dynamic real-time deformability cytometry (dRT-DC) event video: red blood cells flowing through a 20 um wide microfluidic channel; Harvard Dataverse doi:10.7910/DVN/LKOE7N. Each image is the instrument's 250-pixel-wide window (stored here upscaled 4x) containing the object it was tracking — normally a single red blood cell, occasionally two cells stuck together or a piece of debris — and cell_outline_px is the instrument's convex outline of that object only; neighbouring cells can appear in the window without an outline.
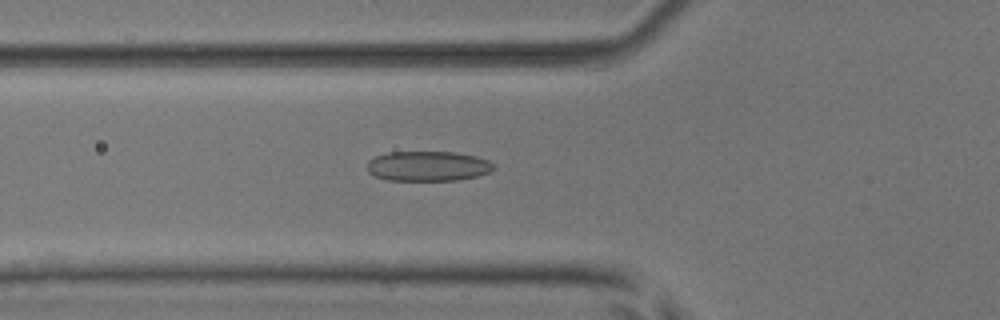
{"species": "common noctule bat (a hibernating species)", "species_latin": "Nyctalus noctula", "temperature_condition": "room temperature", "stored_images_in_passage": 48, "camera_frame_rate_fps": 3000, "um_per_image_px": 0.085, "animal": {"sex": "male", "body_mass_g": 17.9, "forearm_length_mm": 54.2}, "frame": {"image": 1, "passage_image": 16, "time_ms": 5.0, "image_size_px": [1000, 320], "cell_outline_px": [[492, 172], [476, 176], [456, 180], [388, 180], [376, 176], [368, 172], [368, 160], [376, 156], [388, 152], [456, 152], [476, 156], [488, 160], [492, 164]], "centroid_in_image_um": [36.37, 14.11], "position_along_channel_um": 89.4, "area_um2": 21.96}}
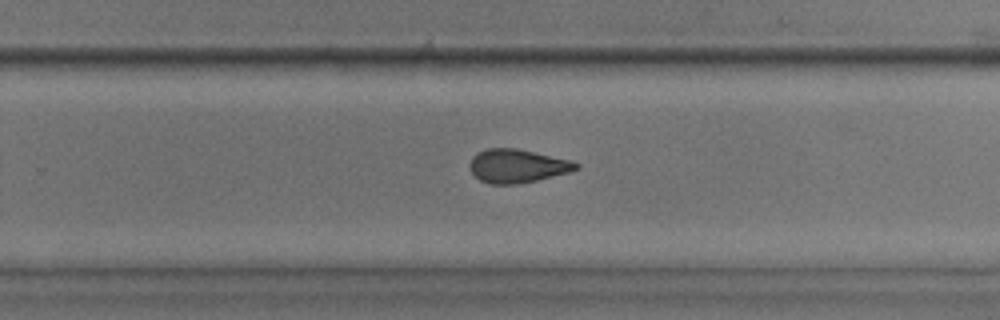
{"frame": {"image": 2, "passage_image": 31, "time_ms": 10.0, "image_size_px": [1000, 320], "cell_outline_px": [[580, 168], [568, 172], [536, 180], [516, 184], [488, 184], [480, 180], [472, 172], [468, 164], [472, 156], [476, 152], [488, 148], [516, 148], [572, 160], [580, 164]], "centroid_in_image_um": [43.95, 14.09], "position_along_channel_um": 285.9, "area_um2": 20.81}}
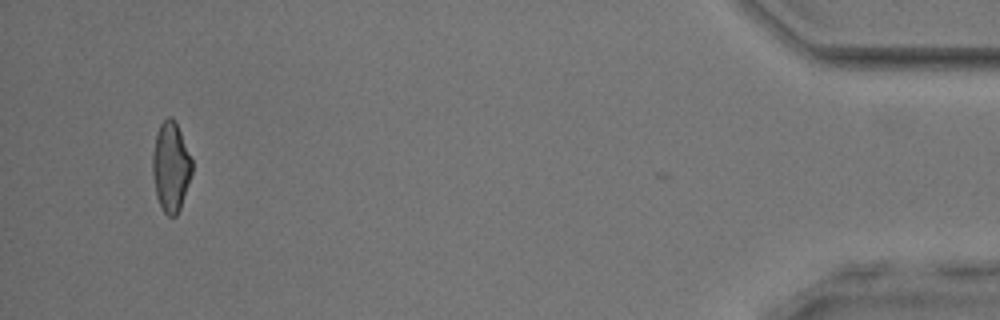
{"frame": {"image": 3, "passage_image": 47, "time_ms": 15.333, "image_size_px": [1000, 320], "cell_outline_px": [[192, 172], [180, 208], [176, 216], [168, 216], [164, 212], [156, 196], [152, 172], [152, 156], [156, 132], [160, 124], [168, 116], [172, 116], [176, 120], [192, 160]], "centroid_in_image_um": [14.51, 14.14], "position_along_channel_um": 420.7, "area_um2": 20.63}, "authors_computed_cell_mechanics": {"area_um2": 21.0681, "velocity_mm_per_s": 3.9289, "shape_relaxation_time_tau1_ms": 9.6824, "shape_relaxation_time_tau2_ms": 2.2443, "deformation_change_tau1": 0.2186, "deformation_change_tau2": 0.0972}}